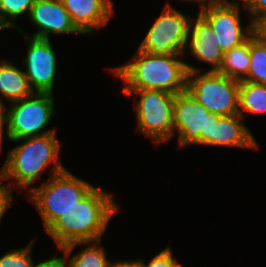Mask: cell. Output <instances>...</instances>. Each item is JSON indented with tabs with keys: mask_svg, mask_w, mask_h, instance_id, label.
<instances>
[{
	"mask_svg": "<svg viewBox=\"0 0 266 267\" xmlns=\"http://www.w3.org/2000/svg\"><path fill=\"white\" fill-rule=\"evenodd\" d=\"M113 194L94 187L82 200L61 213L45 230L61 248L74 242L101 240L119 211Z\"/></svg>",
	"mask_w": 266,
	"mask_h": 267,
	"instance_id": "obj_1",
	"label": "cell"
},
{
	"mask_svg": "<svg viewBox=\"0 0 266 267\" xmlns=\"http://www.w3.org/2000/svg\"><path fill=\"white\" fill-rule=\"evenodd\" d=\"M10 142L21 143L9 150L0 170V182L12 191L16 188L19 191L27 189L29 193L33 183L41 179V173L52 163L49 177L66 169L59 159L62 144L56 138V132ZM11 179L14 180L13 183L10 182Z\"/></svg>",
	"mask_w": 266,
	"mask_h": 267,
	"instance_id": "obj_2",
	"label": "cell"
},
{
	"mask_svg": "<svg viewBox=\"0 0 266 267\" xmlns=\"http://www.w3.org/2000/svg\"><path fill=\"white\" fill-rule=\"evenodd\" d=\"M183 55L150 54L137 49L126 64L110 70L124 82L122 90L186 91L188 70Z\"/></svg>",
	"mask_w": 266,
	"mask_h": 267,
	"instance_id": "obj_3",
	"label": "cell"
},
{
	"mask_svg": "<svg viewBox=\"0 0 266 267\" xmlns=\"http://www.w3.org/2000/svg\"><path fill=\"white\" fill-rule=\"evenodd\" d=\"M95 186L69 172L67 168L33 187L28 200L38 210L46 230L61 213L82 200Z\"/></svg>",
	"mask_w": 266,
	"mask_h": 267,
	"instance_id": "obj_4",
	"label": "cell"
},
{
	"mask_svg": "<svg viewBox=\"0 0 266 267\" xmlns=\"http://www.w3.org/2000/svg\"><path fill=\"white\" fill-rule=\"evenodd\" d=\"M185 62L188 70L186 90L209 112L228 116L239 114L240 81L218 72L204 70Z\"/></svg>",
	"mask_w": 266,
	"mask_h": 267,
	"instance_id": "obj_5",
	"label": "cell"
},
{
	"mask_svg": "<svg viewBox=\"0 0 266 267\" xmlns=\"http://www.w3.org/2000/svg\"><path fill=\"white\" fill-rule=\"evenodd\" d=\"M122 93L126 97L134 96L136 129L140 133L157 145L166 143L173 137V106L176 94L163 90H122Z\"/></svg>",
	"mask_w": 266,
	"mask_h": 267,
	"instance_id": "obj_6",
	"label": "cell"
},
{
	"mask_svg": "<svg viewBox=\"0 0 266 267\" xmlns=\"http://www.w3.org/2000/svg\"><path fill=\"white\" fill-rule=\"evenodd\" d=\"M53 93L34 92L7 105L6 138L9 141L55 133L45 130L56 114Z\"/></svg>",
	"mask_w": 266,
	"mask_h": 267,
	"instance_id": "obj_7",
	"label": "cell"
},
{
	"mask_svg": "<svg viewBox=\"0 0 266 267\" xmlns=\"http://www.w3.org/2000/svg\"><path fill=\"white\" fill-rule=\"evenodd\" d=\"M165 4L138 50L150 54L183 55L192 17L177 10L169 2Z\"/></svg>",
	"mask_w": 266,
	"mask_h": 267,
	"instance_id": "obj_8",
	"label": "cell"
},
{
	"mask_svg": "<svg viewBox=\"0 0 266 267\" xmlns=\"http://www.w3.org/2000/svg\"><path fill=\"white\" fill-rule=\"evenodd\" d=\"M209 112L186 90L175 96L173 106V136L178 134L180 147L208 146Z\"/></svg>",
	"mask_w": 266,
	"mask_h": 267,
	"instance_id": "obj_9",
	"label": "cell"
},
{
	"mask_svg": "<svg viewBox=\"0 0 266 267\" xmlns=\"http://www.w3.org/2000/svg\"><path fill=\"white\" fill-rule=\"evenodd\" d=\"M17 31L28 42L26 57L23 59L24 73L30 88L34 92L53 93L57 75V57L51 39L32 37L17 28Z\"/></svg>",
	"mask_w": 266,
	"mask_h": 267,
	"instance_id": "obj_10",
	"label": "cell"
},
{
	"mask_svg": "<svg viewBox=\"0 0 266 267\" xmlns=\"http://www.w3.org/2000/svg\"><path fill=\"white\" fill-rule=\"evenodd\" d=\"M241 6L239 2L229 0L199 12L213 28V34L223 52L241 45L255 33L251 21L245 27L242 25Z\"/></svg>",
	"mask_w": 266,
	"mask_h": 267,
	"instance_id": "obj_11",
	"label": "cell"
},
{
	"mask_svg": "<svg viewBox=\"0 0 266 267\" xmlns=\"http://www.w3.org/2000/svg\"><path fill=\"white\" fill-rule=\"evenodd\" d=\"M194 19L190 20L183 55L188 50L192 58L212 66L208 72H218L223 62L224 52L217 43L209 22L199 12Z\"/></svg>",
	"mask_w": 266,
	"mask_h": 267,
	"instance_id": "obj_12",
	"label": "cell"
},
{
	"mask_svg": "<svg viewBox=\"0 0 266 267\" xmlns=\"http://www.w3.org/2000/svg\"><path fill=\"white\" fill-rule=\"evenodd\" d=\"M243 121L244 118L240 114L221 116L210 113L208 146L258 149L259 143Z\"/></svg>",
	"mask_w": 266,
	"mask_h": 267,
	"instance_id": "obj_13",
	"label": "cell"
},
{
	"mask_svg": "<svg viewBox=\"0 0 266 267\" xmlns=\"http://www.w3.org/2000/svg\"><path fill=\"white\" fill-rule=\"evenodd\" d=\"M28 16L29 21L38 27L32 37L50 39L51 34H82L61 0H37Z\"/></svg>",
	"mask_w": 266,
	"mask_h": 267,
	"instance_id": "obj_14",
	"label": "cell"
},
{
	"mask_svg": "<svg viewBox=\"0 0 266 267\" xmlns=\"http://www.w3.org/2000/svg\"><path fill=\"white\" fill-rule=\"evenodd\" d=\"M82 35H93L108 24L114 10L112 0H61ZM98 29V30H97Z\"/></svg>",
	"mask_w": 266,
	"mask_h": 267,
	"instance_id": "obj_15",
	"label": "cell"
},
{
	"mask_svg": "<svg viewBox=\"0 0 266 267\" xmlns=\"http://www.w3.org/2000/svg\"><path fill=\"white\" fill-rule=\"evenodd\" d=\"M101 241L74 242L58 248L63 254L64 267H110L112 262L108 260L103 246L99 245ZM79 245L84 248L72 255Z\"/></svg>",
	"mask_w": 266,
	"mask_h": 267,
	"instance_id": "obj_16",
	"label": "cell"
},
{
	"mask_svg": "<svg viewBox=\"0 0 266 267\" xmlns=\"http://www.w3.org/2000/svg\"><path fill=\"white\" fill-rule=\"evenodd\" d=\"M34 93L30 88L24 70L7 59H0V97L12 103Z\"/></svg>",
	"mask_w": 266,
	"mask_h": 267,
	"instance_id": "obj_17",
	"label": "cell"
},
{
	"mask_svg": "<svg viewBox=\"0 0 266 267\" xmlns=\"http://www.w3.org/2000/svg\"><path fill=\"white\" fill-rule=\"evenodd\" d=\"M250 67V38L241 45L224 52L218 73L236 80H243Z\"/></svg>",
	"mask_w": 266,
	"mask_h": 267,
	"instance_id": "obj_18",
	"label": "cell"
},
{
	"mask_svg": "<svg viewBox=\"0 0 266 267\" xmlns=\"http://www.w3.org/2000/svg\"><path fill=\"white\" fill-rule=\"evenodd\" d=\"M239 114L266 113V84L240 81L239 84Z\"/></svg>",
	"mask_w": 266,
	"mask_h": 267,
	"instance_id": "obj_19",
	"label": "cell"
},
{
	"mask_svg": "<svg viewBox=\"0 0 266 267\" xmlns=\"http://www.w3.org/2000/svg\"><path fill=\"white\" fill-rule=\"evenodd\" d=\"M242 81L266 84V42L256 33L250 37V67Z\"/></svg>",
	"mask_w": 266,
	"mask_h": 267,
	"instance_id": "obj_20",
	"label": "cell"
},
{
	"mask_svg": "<svg viewBox=\"0 0 266 267\" xmlns=\"http://www.w3.org/2000/svg\"><path fill=\"white\" fill-rule=\"evenodd\" d=\"M37 0H0V26L7 29H17L16 21L19 16L29 15Z\"/></svg>",
	"mask_w": 266,
	"mask_h": 267,
	"instance_id": "obj_21",
	"label": "cell"
},
{
	"mask_svg": "<svg viewBox=\"0 0 266 267\" xmlns=\"http://www.w3.org/2000/svg\"><path fill=\"white\" fill-rule=\"evenodd\" d=\"M35 238H33L25 247L9 250L0 257V267H31L33 264L32 246Z\"/></svg>",
	"mask_w": 266,
	"mask_h": 267,
	"instance_id": "obj_22",
	"label": "cell"
},
{
	"mask_svg": "<svg viewBox=\"0 0 266 267\" xmlns=\"http://www.w3.org/2000/svg\"><path fill=\"white\" fill-rule=\"evenodd\" d=\"M140 267H183L173 256L170 246L165 247L155 255L148 263L144 260L136 259Z\"/></svg>",
	"mask_w": 266,
	"mask_h": 267,
	"instance_id": "obj_23",
	"label": "cell"
},
{
	"mask_svg": "<svg viewBox=\"0 0 266 267\" xmlns=\"http://www.w3.org/2000/svg\"><path fill=\"white\" fill-rule=\"evenodd\" d=\"M250 18V21L256 26L262 19L266 18V0H238Z\"/></svg>",
	"mask_w": 266,
	"mask_h": 267,
	"instance_id": "obj_24",
	"label": "cell"
},
{
	"mask_svg": "<svg viewBox=\"0 0 266 267\" xmlns=\"http://www.w3.org/2000/svg\"><path fill=\"white\" fill-rule=\"evenodd\" d=\"M12 190L0 182V223L8 208L12 205L13 194Z\"/></svg>",
	"mask_w": 266,
	"mask_h": 267,
	"instance_id": "obj_25",
	"label": "cell"
},
{
	"mask_svg": "<svg viewBox=\"0 0 266 267\" xmlns=\"http://www.w3.org/2000/svg\"><path fill=\"white\" fill-rule=\"evenodd\" d=\"M31 267H64L63 255L48 257V259L36 264L33 262Z\"/></svg>",
	"mask_w": 266,
	"mask_h": 267,
	"instance_id": "obj_26",
	"label": "cell"
},
{
	"mask_svg": "<svg viewBox=\"0 0 266 267\" xmlns=\"http://www.w3.org/2000/svg\"><path fill=\"white\" fill-rule=\"evenodd\" d=\"M181 1H184V2H187V1L196 2L200 6L198 11L201 12V11H203L205 9L225 4L229 0H181Z\"/></svg>",
	"mask_w": 266,
	"mask_h": 267,
	"instance_id": "obj_27",
	"label": "cell"
},
{
	"mask_svg": "<svg viewBox=\"0 0 266 267\" xmlns=\"http://www.w3.org/2000/svg\"><path fill=\"white\" fill-rule=\"evenodd\" d=\"M7 106L0 97V134L4 136V127L6 126ZM5 125V126H4Z\"/></svg>",
	"mask_w": 266,
	"mask_h": 267,
	"instance_id": "obj_28",
	"label": "cell"
},
{
	"mask_svg": "<svg viewBox=\"0 0 266 267\" xmlns=\"http://www.w3.org/2000/svg\"><path fill=\"white\" fill-rule=\"evenodd\" d=\"M110 267H140L139 263L134 259V260H117V261H112V264Z\"/></svg>",
	"mask_w": 266,
	"mask_h": 267,
	"instance_id": "obj_29",
	"label": "cell"
},
{
	"mask_svg": "<svg viewBox=\"0 0 266 267\" xmlns=\"http://www.w3.org/2000/svg\"><path fill=\"white\" fill-rule=\"evenodd\" d=\"M255 33L259 35L266 42V18L262 19L255 26Z\"/></svg>",
	"mask_w": 266,
	"mask_h": 267,
	"instance_id": "obj_30",
	"label": "cell"
},
{
	"mask_svg": "<svg viewBox=\"0 0 266 267\" xmlns=\"http://www.w3.org/2000/svg\"><path fill=\"white\" fill-rule=\"evenodd\" d=\"M3 139H4V137L0 134V153H1V151H2V145H3Z\"/></svg>",
	"mask_w": 266,
	"mask_h": 267,
	"instance_id": "obj_31",
	"label": "cell"
},
{
	"mask_svg": "<svg viewBox=\"0 0 266 267\" xmlns=\"http://www.w3.org/2000/svg\"><path fill=\"white\" fill-rule=\"evenodd\" d=\"M5 29H7V28L0 26V32H1V30H5Z\"/></svg>",
	"mask_w": 266,
	"mask_h": 267,
	"instance_id": "obj_32",
	"label": "cell"
}]
</instances>
